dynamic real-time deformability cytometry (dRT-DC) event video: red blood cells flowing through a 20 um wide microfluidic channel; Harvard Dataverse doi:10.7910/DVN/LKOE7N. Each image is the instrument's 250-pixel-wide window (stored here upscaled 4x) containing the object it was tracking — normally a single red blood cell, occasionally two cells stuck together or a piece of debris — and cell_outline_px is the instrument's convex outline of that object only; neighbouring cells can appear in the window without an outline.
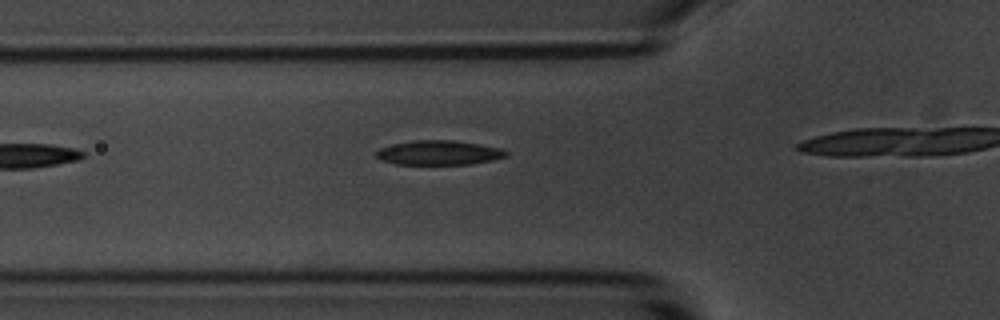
{"species": "common noctule bat (a hibernating species)", "species_latin": "Nyctalus noctula", "temperature_condition": "room temperature", "stored_images_in_passage": 5, "camera_frame_rate_fps": 3000, "um_per_image_px": 0.085, "animal": {"sex": "male", "body_mass_g": 20.1, "forearm_length_mm": 53.5}, "frame": {"image": 1, "passage_image": 4, "time_ms": 3.667, "image_size_px": [1000, 320], "cell_outline_px": [[508, 156], [492, 160], [472, 164], [396, 164], [380, 160], [372, 152], [380, 148], [412, 140], [452, 140], [480, 144], [500, 148], [508, 152]], "centroid_in_image_um": [37.29, 12.98], "position_along_channel_um": 88.5, "area_um2": 18.55}}